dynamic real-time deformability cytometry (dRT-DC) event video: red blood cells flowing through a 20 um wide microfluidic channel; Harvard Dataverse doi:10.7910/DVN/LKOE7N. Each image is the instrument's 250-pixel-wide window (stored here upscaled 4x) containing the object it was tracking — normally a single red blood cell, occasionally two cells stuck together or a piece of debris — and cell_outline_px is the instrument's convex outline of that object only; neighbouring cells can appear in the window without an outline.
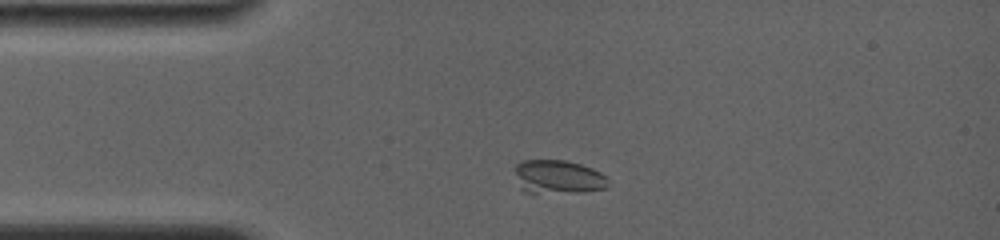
{"species": "common noctule bat (a hibernating species)", "species_latin": "Nyctalus noctula", "temperature_condition": "room temperature", "stored_images_in_passage": 33, "camera_frame_rate_fps": 4000, "um_per_image_px": 0.085, "animal": {"sex": "female", "body_mass_g": 19.0, "forearm_length_mm": 56.7}, "frame": {"image": 1, "passage_image": 1, "time_ms": 0.0, "image_size_px": [1000, 240], "cell_outline_px": [[608, 184], [604, 188], [580, 192], [524, 192], [520, 188], [516, 172], [516, 164], [520, 160], [564, 160], [580, 164], [592, 168], [608, 176]], "centroid_in_image_um": [47.45, 15.02], "position_along_channel_um": 37.6, "area_um2": 18.15}}
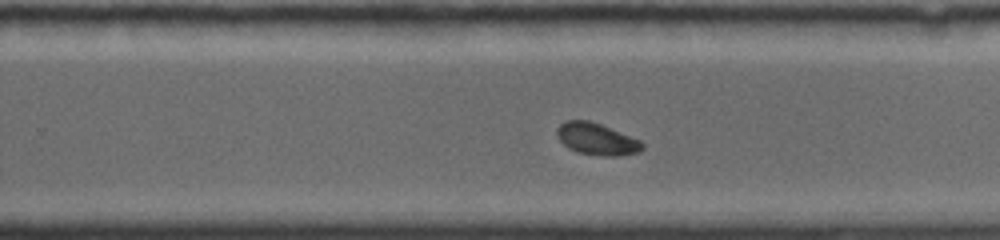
{"frame": {"image": 2, "passage_image": 19, "time_ms": 7.0, "image_size_px": [1000, 240], "cell_outline_px": [[644, 148], [640, 152], [616, 156], [604, 156], [576, 152], [568, 148], [556, 136], [556, 128], [564, 120], [588, 120], [600, 124], [640, 140], [644, 144]], "centroid_in_image_um": [50.7, 11.82], "position_along_channel_um": 279.1, "area_um2": 15.9}}
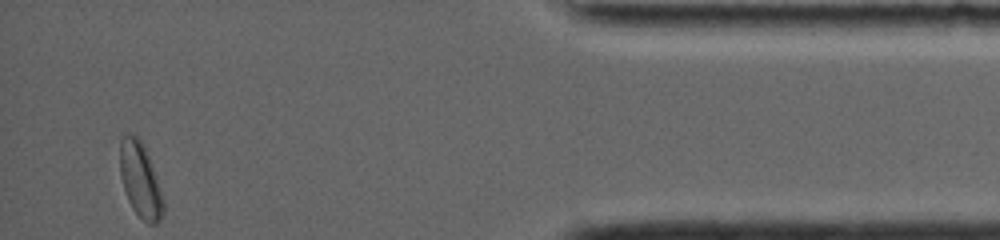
{"frame": {"image": 3, "passage_image": 33, "time_ms": 12.0, "image_size_px": [1000, 240], "cell_outline_px": [[164, 212], [160, 220], [156, 224], [148, 224], [132, 208], [128, 200], [120, 176], [120, 140], [124, 136], [136, 136], [140, 140], [152, 164], [164, 200]], "centroid_in_image_um": [11.94, 15.36], "position_along_channel_um": 423.3, "area_um2": 18.61}, "authors_computed_cell_mechanics": {"area_um2": 16.762, "velocity_mm_per_s": 3.8014, "shape_relaxation_time_tau1_ms": 1.8502, "shape_relaxation_time_tau2_ms": null, "deformation_change_tau1": 0.1198, "deformation_change_tau2": null}}